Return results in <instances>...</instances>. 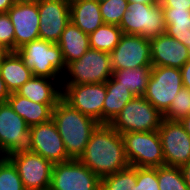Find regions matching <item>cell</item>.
I'll use <instances>...</instances> for the list:
<instances>
[{"label": "cell", "instance_id": "36", "mask_svg": "<svg viewBox=\"0 0 190 190\" xmlns=\"http://www.w3.org/2000/svg\"><path fill=\"white\" fill-rule=\"evenodd\" d=\"M180 69L183 87L190 90V59Z\"/></svg>", "mask_w": 190, "mask_h": 190}, {"label": "cell", "instance_id": "1", "mask_svg": "<svg viewBox=\"0 0 190 190\" xmlns=\"http://www.w3.org/2000/svg\"><path fill=\"white\" fill-rule=\"evenodd\" d=\"M79 160L100 179L130 166L122 135L109 124L96 127Z\"/></svg>", "mask_w": 190, "mask_h": 190}, {"label": "cell", "instance_id": "14", "mask_svg": "<svg viewBox=\"0 0 190 190\" xmlns=\"http://www.w3.org/2000/svg\"><path fill=\"white\" fill-rule=\"evenodd\" d=\"M28 150L41 155L53 164L71 160L52 119L46 123L29 127Z\"/></svg>", "mask_w": 190, "mask_h": 190}, {"label": "cell", "instance_id": "13", "mask_svg": "<svg viewBox=\"0 0 190 190\" xmlns=\"http://www.w3.org/2000/svg\"><path fill=\"white\" fill-rule=\"evenodd\" d=\"M29 126L10 106L0 103V157L28 149Z\"/></svg>", "mask_w": 190, "mask_h": 190}, {"label": "cell", "instance_id": "41", "mask_svg": "<svg viewBox=\"0 0 190 190\" xmlns=\"http://www.w3.org/2000/svg\"><path fill=\"white\" fill-rule=\"evenodd\" d=\"M129 3H155L157 0H128Z\"/></svg>", "mask_w": 190, "mask_h": 190}, {"label": "cell", "instance_id": "32", "mask_svg": "<svg viewBox=\"0 0 190 190\" xmlns=\"http://www.w3.org/2000/svg\"><path fill=\"white\" fill-rule=\"evenodd\" d=\"M128 4V0H107L99 3L104 23L119 26Z\"/></svg>", "mask_w": 190, "mask_h": 190}, {"label": "cell", "instance_id": "28", "mask_svg": "<svg viewBox=\"0 0 190 190\" xmlns=\"http://www.w3.org/2000/svg\"><path fill=\"white\" fill-rule=\"evenodd\" d=\"M137 183V167L129 166L100 180V190H132Z\"/></svg>", "mask_w": 190, "mask_h": 190}, {"label": "cell", "instance_id": "16", "mask_svg": "<svg viewBox=\"0 0 190 190\" xmlns=\"http://www.w3.org/2000/svg\"><path fill=\"white\" fill-rule=\"evenodd\" d=\"M37 3L40 38L57 44L70 22V0H39Z\"/></svg>", "mask_w": 190, "mask_h": 190}, {"label": "cell", "instance_id": "31", "mask_svg": "<svg viewBox=\"0 0 190 190\" xmlns=\"http://www.w3.org/2000/svg\"><path fill=\"white\" fill-rule=\"evenodd\" d=\"M190 114V90L182 87L174 97L169 109L163 114V118L171 121H180Z\"/></svg>", "mask_w": 190, "mask_h": 190}, {"label": "cell", "instance_id": "42", "mask_svg": "<svg viewBox=\"0 0 190 190\" xmlns=\"http://www.w3.org/2000/svg\"><path fill=\"white\" fill-rule=\"evenodd\" d=\"M39 0H15V3H37Z\"/></svg>", "mask_w": 190, "mask_h": 190}, {"label": "cell", "instance_id": "44", "mask_svg": "<svg viewBox=\"0 0 190 190\" xmlns=\"http://www.w3.org/2000/svg\"><path fill=\"white\" fill-rule=\"evenodd\" d=\"M96 1H98L99 3H101V2H104V1H107V0H96Z\"/></svg>", "mask_w": 190, "mask_h": 190}, {"label": "cell", "instance_id": "38", "mask_svg": "<svg viewBox=\"0 0 190 190\" xmlns=\"http://www.w3.org/2000/svg\"><path fill=\"white\" fill-rule=\"evenodd\" d=\"M185 183L190 190V161L181 167Z\"/></svg>", "mask_w": 190, "mask_h": 190}, {"label": "cell", "instance_id": "9", "mask_svg": "<svg viewBox=\"0 0 190 190\" xmlns=\"http://www.w3.org/2000/svg\"><path fill=\"white\" fill-rule=\"evenodd\" d=\"M26 190H49L53 163L28 149L9 154Z\"/></svg>", "mask_w": 190, "mask_h": 190}, {"label": "cell", "instance_id": "23", "mask_svg": "<svg viewBox=\"0 0 190 190\" xmlns=\"http://www.w3.org/2000/svg\"><path fill=\"white\" fill-rule=\"evenodd\" d=\"M57 44L61 48L66 65L80 59L90 49L89 35L71 21L62 32Z\"/></svg>", "mask_w": 190, "mask_h": 190}, {"label": "cell", "instance_id": "11", "mask_svg": "<svg viewBox=\"0 0 190 190\" xmlns=\"http://www.w3.org/2000/svg\"><path fill=\"white\" fill-rule=\"evenodd\" d=\"M62 98L82 114L103 124L106 82L98 84L62 85Z\"/></svg>", "mask_w": 190, "mask_h": 190}, {"label": "cell", "instance_id": "19", "mask_svg": "<svg viewBox=\"0 0 190 190\" xmlns=\"http://www.w3.org/2000/svg\"><path fill=\"white\" fill-rule=\"evenodd\" d=\"M59 84L61 80L32 76L16 93L36 103H58L62 98V88Z\"/></svg>", "mask_w": 190, "mask_h": 190}, {"label": "cell", "instance_id": "8", "mask_svg": "<svg viewBox=\"0 0 190 190\" xmlns=\"http://www.w3.org/2000/svg\"><path fill=\"white\" fill-rule=\"evenodd\" d=\"M182 87L180 68L152 66L151 76L143 97L164 114Z\"/></svg>", "mask_w": 190, "mask_h": 190}, {"label": "cell", "instance_id": "2", "mask_svg": "<svg viewBox=\"0 0 190 190\" xmlns=\"http://www.w3.org/2000/svg\"><path fill=\"white\" fill-rule=\"evenodd\" d=\"M52 120L71 159H79L84 153L93 131L100 124L73 108L63 98L53 108Z\"/></svg>", "mask_w": 190, "mask_h": 190}, {"label": "cell", "instance_id": "12", "mask_svg": "<svg viewBox=\"0 0 190 190\" xmlns=\"http://www.w3.org/2000/svg\"><path fill=\"white\" fill-rule=\"evenodd\" d=\"M158 134L166 166L182 167L190 161V135L180 121L162 119Z\"/></svg>", "mask_w": 190, "mask_h": 190}, {"label": "cell", "instance_id": "22", "mask_svg": "<svg viewBox=\"0 0 190 190\" xmlns=\"http://www.w3.org/2000/svg\"><path fill=\"white\" fill-rule=\"evenodd\" d=\"M0 76L10 93H13L23 86L33 74L17 51H8L0 62Z\"/></svg>", "mask_w": 190, "mask_h": 190}, {"label": "cell", "instance_id": "30", "mask_svg": "<svg viewBox=\"0 0 190 190\" xmlns=\"http://www.w3.org/2000/svg\"><path fill=\"white\" fill-rule=\"evenodd\" d=\"M0 190H26L16 167L7 157H0Z\"/></svg>", "mask_w": 190, "mask_h": 190}, {"label": "cell", "instance_id": "24", "mask_svg": "<svg viewBox=\"0 0 190 190\" xmlns=\"http://www.w3.org/2000/svg\"><path fill=\"white\" fill-rule=\"evenodd\" d=\"M135 96L113 77L106 81V97L103 103V124H109L123 107Z\"/></svg>", "mask_w": 190, "mask_h": 190}, {"label": "cell", "instance_id": "33", "mask_svg": "<svg viewBox=\"0 0 190 190\" xmlns=\"http://www.w3.org/2000/svg\"><path fill=\"white\" fill-rule=\"evenodd\" d=\"M132 190H160L157 180V168L137 167V183Z\"/></svg>", "mask_w": 190, "mask_h": 190}, {"label": "cell", "instance_id": "17", "mask_svg": "<svg viewBox=\"0 0 190 190\" xmlns=\"http://www.w3.org/2000/svg\"><path fill=\"white\" fill-rule=\"evenodd\" d=\"M7 14L14 26V51L40 38L38 3H15Z\"/></svg>", "mask_w": 190, "mask_h": 190}, {"label": "cell", "instance_id": "39", "mask_svg": "<svg viewBox=\"0 0 190 190\" xmlns=\"http://www.w3.org/2000/svg\"><path fill=\"white\" fill-rule=\"evenodd\" d=\"M14 4L15 0H0V13H6Z\"/></svg>", "mask_w": 190, "mask_h": 190}, {"label": "cell", "instance_id": "37", "mask_svg": "<svg viewBox=\"0 0 190 190\" xmlns=\"http://www.w3.org/2000/svg\"><path fill=\"white\" fill-rule=\"evenodd\" d=\"M10 95V91L7 89L4 80L0 76V103L7 102Z\"/></svg>", "mask_w": 190, "mask_h": 190}, {"label": "cell", "instance_id": "27", "mask_svg": "<svg viewBox=\"0 0 190 190\" xmlns=\"http://www.w3.org/2000/svg\"><path fill=\"white\" fill-rule=\"evenodd\" d=\"M122 35L123 32L119 26L104 23L89 34L90 48L110 54Z\"/></svg>", "mask_w": 190, "mask_h": 190}, {"label": "cell", "instance_id": "5", "mask_svg": "<svg viewBox=\"0 0 190 190\" xmlns=\"http://www.w3.org/2000/svg\"><path fill=\"white\" fill-rule=\"evenodd\" d=\"M112 73L110 54L90 48L80 59L66 65L60 85L105 83Z\"/></svg>", "mask_w": 190, "mask_h": 190}, {"label": "cell", "instance_id": "34", "mask_svg": "<svg viewBox=\"0 0 190 190\" xmlns=\"http://www.w3.org/2000/svg\"><path fill=\"white\" fill-rule=\"evenodd\" d=\"M0 46L6 51H14V26L6 13H0Z\"/></svg>", "mask_w": 190, "mask_h": 190}, {"label": "cell", "instance_id": "7", "mask_svg": "<svg viewBox=\"0 0 190 190\" xmlns=\"http://www.w3.org/2000/svg\"><path fill=\"white\" fill-rule=\"evenodd\" d=\"M129 165L140 168L164 166V154L157 131L121 134Z\"/></svg>", "mask_w": 190, "mask_h": 190}, {"label": "cell", "instance_id": "26", "mask_svg": "<svg viewBox=\"0 0 190 190\" xmlns=\"http://www.w3.org/2000/svg\"><path fill=\"white\" fill-rule=\"evenodd\" d=\"M152 66H141L133 69L113 70L112 77L135 96L146 92Z\"/></svg>", "mask_w": 190, "mask_h": 190}, {"label": "cell", "instance_id": "40", "mask_svg": "<svg viewBox=\"0 0 190 190\" xmlns=\"http://www.w3.org/2000/svg\"><path fill=\"white\" fill-rule=\"evenodd\" d=\"M180 123L183 125L185 131L190 135V114L182 118Z\"/></svg>", "mask_w": 190, "mask_h": 190}, {"label": "cell", "instance_id": "21", "mask_svg": "<svg viewBox=\"0 0 190 190\" xmlns=\"http://www.w3.org/2000/svg\"><path fill=\"white\" fill-rule=\"evenodd\" d=\"M70 21L84 33L90 34L104 24L96 0H70Z\"/></svg>", "mask_w": 190, "mask_h": 190}, {"label": "cell", "instance_id": "3", "mask_svg": "<svg viewBox=\"0 0 190 190\" xmlns=\"http://www.w3.org/2000/svg\"><path fill=\"white\" fill-rule=\"evenodd\" d=\"M17 53L32 71L33 76L62 79L66 63L58 44L39 38L21 46Z\"/></svg>", "mask_w": 190, "mask_h": 190}, {"label": "cell", "instance_id": "18", "mask_svg": "<svg viewBox=\"0 0 190 190\" xmlns=\"http://www.w3.org/2000/svg\"><path fill=\"white\" fill-rule=\"evenodd\" d=\"M148 41L152 66L181 68L190 59L188 47L166 32Z\"/></svg>", "mask_w": 190, "mask_h": 190}, {"label": "cell", "instance_id": "6", "mask_svg": "<svg viewBox=\"0 0 190 190\" xmlns=\"http://www.w3.org/2000/svg\"><path fill=\"white\" fill-rule=\"evenodd\" d=\"M163 114L143 96L130 100L109 123L120 134L128 132H151L160 127Z\"/></svg>", "mask_w": 190, "mask_h": 190}, {"label": "cell", "instance_id": "35", "mask_svg": "<svg viewBox=\"0 0 190 190\" xmlns=\"http://www.w3.org/2000/svg\"><path fill=\"white\" fill-rule=\"evenodd\" d=\"M162 8L190 9V0H159Z\"/></svg>", "mask_w": 190, "mask_h": 190}, {"label": "cell", "instance_id": "43", "mask_svg": "<svg viewBox=\"0 0 190 190\" xmlns=\"http://www.w3.org/2000/svg\"><path fill=\"white\" fill-rule=\"evenodd\" d=\"M8 51H6L2 46H0V62L3 58V56L7 53Z\"/></svg>", "mask_w": 190, "mask_h": 190}, {"label": "cell", "instance_id": "4", "mask_svg": "<svg viewBox=\"0 0 190 190\" xmlns=\"http://www.w3.org/2000/svg\"><path fill=\"white\" fill-rule=\"evenodd\" d=\"M119 27L123 34L152 39L166 32L164 12L159 1L129 3Z\"/></svg>", "mask_w": 190, "mask_h": 190}, {"label": "cell", "instance_id": "25", "mask_svg": "<svg viewBox=\"0 0 190 190\" xmlns=\"http://www.w3.org/2000/svg\"><path fill=\"white\" fill-rule=\"evenodd\" d=\"M162 9L166 33L188 47L190 45V9Z\"/></svg>", "mask_w": 190, "mask_h": 190}, {"label": "cell", "instance_id": "20", "mask_svg": "<svg viewBox=\"0 0 190 190\" xmlns=\"http://www.w3.org/2000/svg\"><path fill=\"white\" fill-rule=\"evenodd\" d=\"M7 102L25 120L29 127L50 121L52 119V110L57 104L36 103L18 95L16 92L11 93Z\"/></svg>", "mask_w": 190, "mask_h": 190}, {"label": "cell", "instance_id": "15", "mask_svg": "<svg viewBox=\"0 0 190 190\" xmlns=\"http://www.w3.org/2000/svg\"><path fill=\"white\" fill-rule=\"evenodd\" d=\"M112 70L152 66L149 41L141 35L123 34L110 53Z\"/></svg>", "mask_w": 190, "mask_h": 190}, {"label": "cell", "instance_id": "29", "mask_svg": "<svg viewBox=\"0 0 190 190\" xmlns=\"http://www.w3.org/2000/svg\"><path fill=\"white\" fill-rule=\"evenodd\" d=\"M157 180L160 190H189L180 167H157Z\"/></svg>", "mask_w": 190, "mask_h": 190}, {"label": "cell", "instance_id": "10", "mask_svg": "<svg viewBox=\"0 0 190 190\" xmlns=\"http://www.w3.org/2000/svg\"><path fill=\"white\" fill-rule=\"evenodd\" d=\"M100 178L79 159L54 163L49 190H100Z\"/></svg>", "mask_w": 190, "mask_h": 190}]
</instances>
